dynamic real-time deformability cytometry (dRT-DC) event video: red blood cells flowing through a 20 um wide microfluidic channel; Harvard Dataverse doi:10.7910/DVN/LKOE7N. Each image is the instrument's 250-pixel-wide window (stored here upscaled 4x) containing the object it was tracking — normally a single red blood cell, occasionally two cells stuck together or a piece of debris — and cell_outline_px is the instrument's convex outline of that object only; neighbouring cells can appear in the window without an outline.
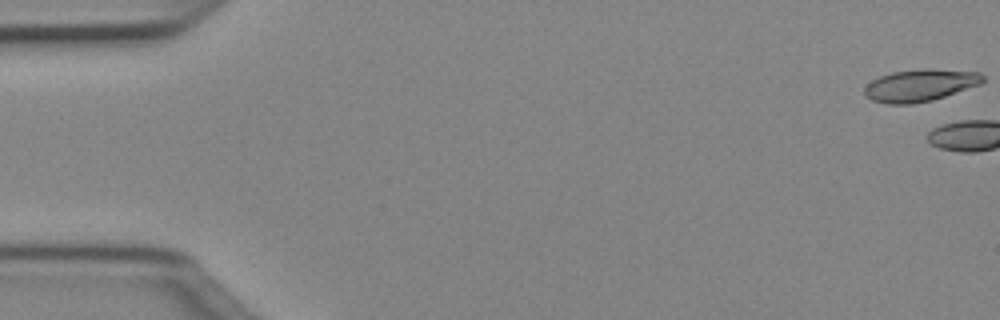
{"species": "Egyptian fruit bat (a non-hibernating species)", "species_latin": "Rousettus aegyptiacus", "temperature_condition": "cold", "stored_images_in_passage": 4, "camera_frame_rate_fps": 3000, "um_per_image_px": 0.085, "animal": {"sex": "female"}, "frame": {"image": 1, "passage_image": 1, "time_ms": 0.0, "image_size_px": [1000, 320], "cell_outline_px": [[984, 80], [980, 84], [932, 100], [912, 104], [888, 104], [872, 100], [864, 96], [864, 88], [872, 80], [880, 76], [892, 72], [924, 68], [932, 68], [980, 72], [984, 76]], "centroid_in_image_um": [78.19, 7.24], "position_along_channel_um": 6.8, "area_um2": 22.2}}